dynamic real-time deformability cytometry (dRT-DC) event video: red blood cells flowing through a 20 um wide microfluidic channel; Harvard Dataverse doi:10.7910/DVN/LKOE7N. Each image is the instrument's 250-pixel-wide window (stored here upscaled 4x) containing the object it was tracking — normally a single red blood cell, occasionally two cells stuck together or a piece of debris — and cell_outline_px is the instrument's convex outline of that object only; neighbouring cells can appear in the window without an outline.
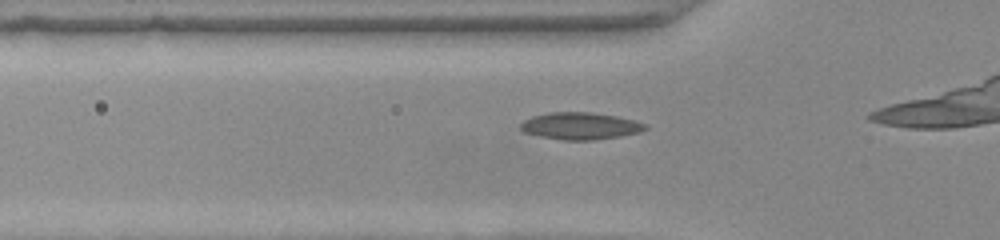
{"species": "common noctule bat (a hibernating species)", "species_latin": "Nyctalus noctula", "temperature_condition": "warm", "stored_images_in_passage": 12, "camera_frame_rate_fps": 3000, "um_per_image_px": 0.085, "animal": {"sex": "female", "body_mass_g": 22.0, "forearm_length_mm": 56.7}, "frame": {"image": 1, "passage_image": 4, "time_ms": 1.0, "image_size_px": [1000, 240], "cell_outline_px": [[648, 128], [640, 132], [620, 136], [592, 140], [564, 140], [540, 136], [524, 132], [520, 128], [520, 124], [524, 120], [532, 116], [548, 112], [592, 112], [616, 116], [648, 124]], "centroid_in_image_um": [49.32, 10.7], "position_along_channel_um": 76.5, "area_um2": 19.65}}
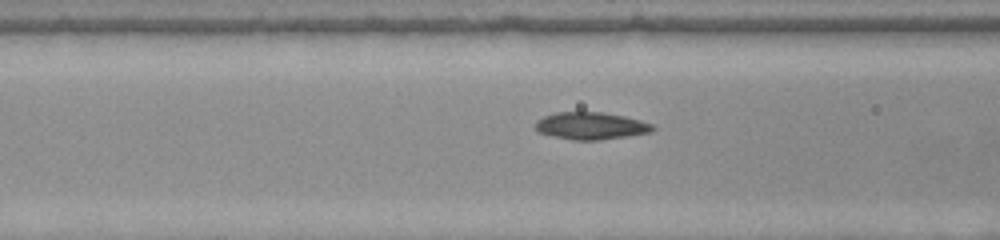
{"frame": {"image": 2, "passage_image": 7, "time_ms": 2.0, "image_size_px": [1000, 240], "cell_outline_px": [[656, 128], [652, 132], [628, 136], [600, 140], [572, 140], [536, 132], [536, 120], [544, 116], [556, 112], [600, 112], [624, 116], [640, 120], [652, 124]], "centroid_in_image_um": [50.23, 10.7], "position_along_channel_um": 116.4, "area_um2": 18.67}}
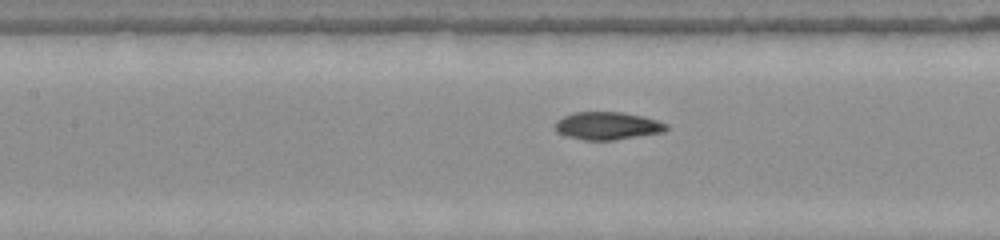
{"frame": {"image": 3, "passage_image": 10, "time_ms": 3.0, "image_size_px": [1000, 240], "cell_outline_px": [[668, 128], [664, 132], [612, 140], [584, 140], [568, 136], [556, 132], [556, 120], [564, 116], [576, 112], [620, 112], [644, 116], [668, 124]], "centroid_in_image_um": [51.65, 10.69], "position_along_channel_um": 155.8, "area_um2": 17.86}}